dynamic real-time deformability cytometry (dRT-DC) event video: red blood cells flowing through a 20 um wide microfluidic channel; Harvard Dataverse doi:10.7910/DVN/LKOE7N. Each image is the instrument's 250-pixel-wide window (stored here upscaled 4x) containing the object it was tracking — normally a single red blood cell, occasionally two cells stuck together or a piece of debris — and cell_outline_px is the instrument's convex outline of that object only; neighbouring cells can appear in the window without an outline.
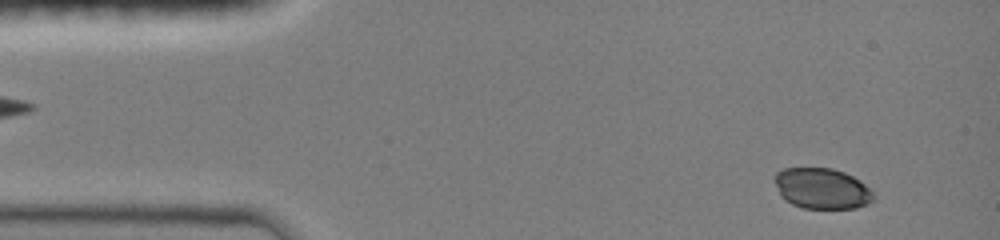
{"species": "common noctule bat (a hibernating species)", "species_latin": "Nyctalus noctula", "temperature_condition": "room temperature", "stored_images_in_passage": 43, "camera_frame_rate_fps": 3000, "um_per_image_px": 0.085, "animal": {"sex": "female", "body_mass_g": 19.0, "forearm_length_mm": 51.5}, "frame": {"image": 1, "passage_image": 2, "time_ms": 0.333, "image_size_px": [1000, 240], "cell_outline_px": [[872, 200], [856, 208], [804, 208], [792, 204], [784, 200], [780, 196], [776, 184], [776, 172], [784, 168], [832, 168], [844, 172], [860, 180], [872, 192]], "centroid_in_image_um": [69.83, 16.02], "position_along_channel_um": 15.2, "area_um2": 23.18}}
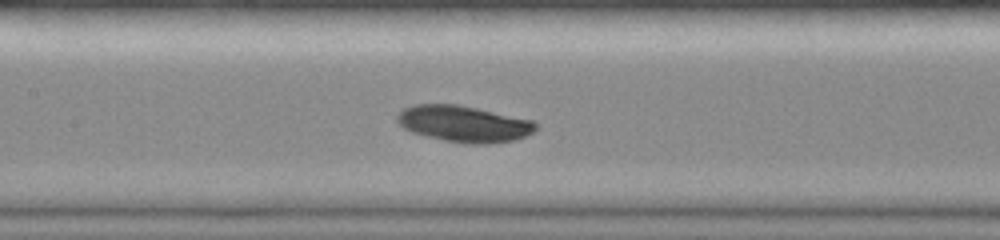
{"frame": {"image": 2, "passage_image": 20, "time_ms": 6.333, "image_size_px": [1000, 240], "cell_outline_px": [[536, 128], [532, 132], [516, 140], [488, 144], [468, 144], [444, 140], [412, 132], [404, 128], [396, 120], [396, 116], [404, 108], [412, 104], [456, 104], [476, 108], [532, 120], [536, 124]], "centroid_in_image_um": [39.41, 10.52], "position_along_channel_um": 168.0, "area_um2": 29.13}}
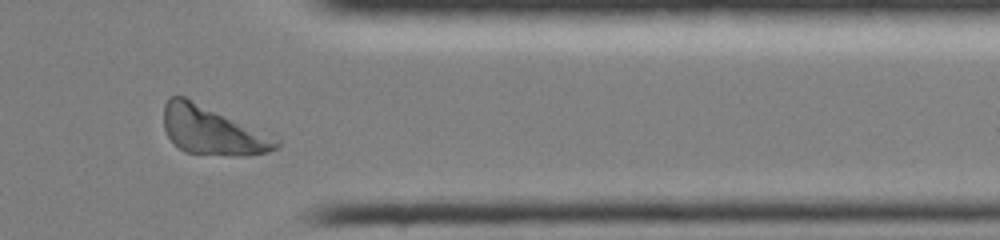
{"frame": {"image": 3, "passage_image": 37, "time_ms": 12.0, "image_size_px": [1000, 240], "cell_outline_px": [[280, 144], [276, 148], [268, 152], [248, 156], [232, 156], [184, 152], [168, 136], [164, 128], [164, 104], [172, 96], [184, 96], [280, 140]], "centroid_in_image_um": [18.03, 11.12], "position_along_channel_um": 393.4, "area_um2": 31.1}, "authors_computed_cell_mechanics": {"area_um2": 29.2468, "velocity_mm_per_s": 4.0051, "shape_relaxation_time_tau1_ms": 0.3101, "shape_relaxation_time_tau2_ms": null, "deformation_change_tau1": 0.0086, "deformation_change_tau2": null}}